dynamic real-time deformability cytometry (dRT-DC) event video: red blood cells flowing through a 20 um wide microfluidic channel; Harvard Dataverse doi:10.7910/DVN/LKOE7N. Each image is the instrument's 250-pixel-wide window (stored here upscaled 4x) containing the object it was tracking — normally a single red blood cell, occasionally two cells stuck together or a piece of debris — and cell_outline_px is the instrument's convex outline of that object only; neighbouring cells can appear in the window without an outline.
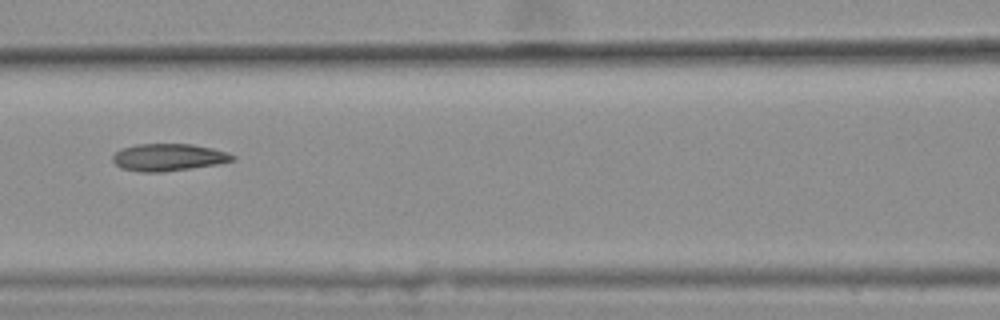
{"species": "common noctule bat (a hibernating species)", "species_latin": "Nyctalus noctula", "temperature_condition": "warm", "stored_images_in_passage": 44, "camera_frame_rate_fps": 3000, "um_per_image_px": 0.085, "animal": {"sex": "female", "body_mass_g": 25.1}, "frame": {"image": 1, "passage_image": 19, "time_ms": 6.0, "image_size_px": [1000, 320], "cell_outline_px": [[236, 160], [216, 164], [192, 168], [160, 172], [140, 172], [120, 168], [112, 160], [112, 156], [120, 148], [136, 144], [192, 144], [212, 148], [228, 152], [236, 156]], "centroid_in_image_um": [14.31, 13.37], "position_along_channel_um": 152.3, "area_um2": 19.13}}
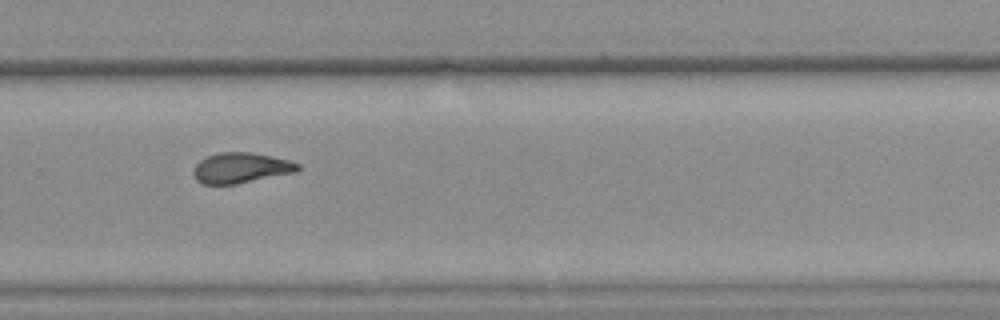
{"frame": {"image": 2, "passage_image": 32, "time_ms": 10.333, "image_size_px": [1000, 320], "cell_outline_px": [[300, 168], [296, 172], [236, 184], [204, 184], [196, 180], [192, 172], [196, 164], [200, 160], [208, 156], [220, 152], [252, 152], [288, 160], [300, 164]], "centroid_in_image_um": [20.47, 14.27], "position_along_channel_um": 309.3, "area_um2": 18.44}, "authors_computed_cell_mechanics": {"area_um2": 18.7561, "velocity_mm_per_s": 3.633, "shape_relaxation_time_tau1_ms": null, "shape_relaxation_time_tau2_ms": 3.0424, "deformation_change_tau1": null, "deformation_change_tau2": 0.0979}}